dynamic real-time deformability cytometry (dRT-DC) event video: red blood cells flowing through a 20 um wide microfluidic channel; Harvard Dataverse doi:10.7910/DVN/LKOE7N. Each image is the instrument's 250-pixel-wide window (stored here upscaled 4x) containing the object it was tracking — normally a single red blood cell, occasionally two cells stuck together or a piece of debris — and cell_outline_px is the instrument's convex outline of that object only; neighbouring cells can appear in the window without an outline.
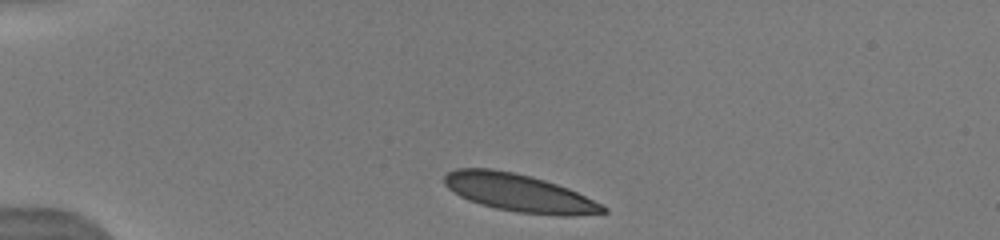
{"species": "human", "species_latin": "Homo sapiens", "temperature_condition": "warm", "stored_images_in_passage": 11, "camera_frame_rate_fps": 3000, "um_per_image_px": 0.085, "donor": {"sex": "male"}, "frame": {"image": 1, "passage_image": 1, "time_ms": 0.0, "image_size_px": [1000, 240], "cell_outline_px": [[608, 212], [572, 216], [560, 216], [516, 212], [496, 208], [480, 204], [468, 200], [460, 196], [448, 188], [444, 184], [444, 176], [448, 172], [456, 168], [492, 168], [512, 172], [544, 180], [568, 188], [608, 208]], "centroid_in_image_um": [44.09, 16.4], "position_along_channel_um": 40.9, "area_um2": 34.62}}
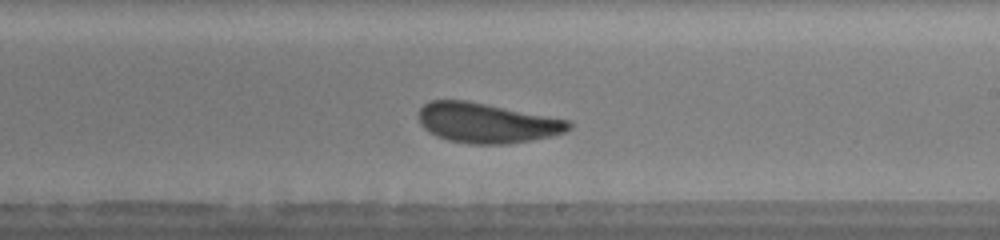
{"frame": {"image": 2, "passage_image": 10, "time_ms": 6.333, "image_size_px": [1000, 240], "cell_outline_px": [[572, 128], [564, 132], [552, 136], [532, 140], [508, 144], [472, 144], [448, 140], [436, 136], [428, 132], [420, 124], [420, 108], [424, 104], [432, 100], [468, 100], [568, 120], [572, 124]], "centroid_in_image_um": [41.38, 10.45], "position_along_channel_um": 247.6, "area_um2": 34.91}}